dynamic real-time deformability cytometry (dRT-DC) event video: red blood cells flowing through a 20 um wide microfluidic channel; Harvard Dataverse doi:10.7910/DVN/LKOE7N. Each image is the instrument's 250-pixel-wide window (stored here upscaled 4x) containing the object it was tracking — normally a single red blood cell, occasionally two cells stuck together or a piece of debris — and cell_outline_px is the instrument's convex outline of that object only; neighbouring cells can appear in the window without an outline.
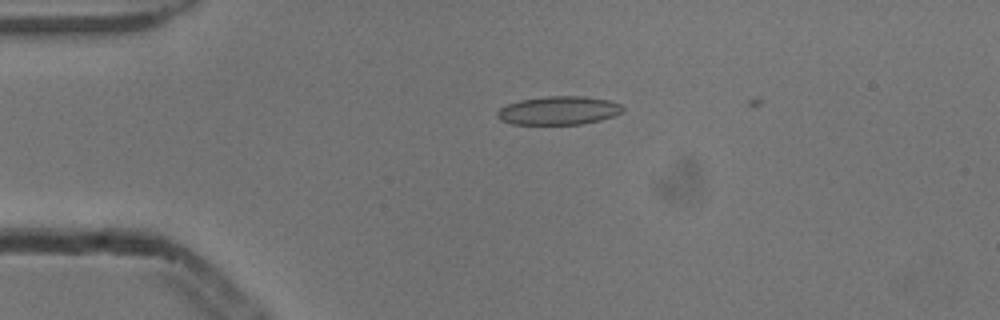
{"species": "common noctule bat (a hibernating species)", "species_latin": "Nyctalus noctula", "temperature_condition": "cold", "stored_images_in_passage": 3, "camera_frame_rate_fps": 3000, "um_per_image_px": 0.085, "animal": {"sex": "male", "body_mass_g": 13.3}, "frame": {"image": 1, "passage_image": 2, "time_ms": 0.333, "image_size_px": [1000, 320], "cell_outline_px": [[624, 112], [600, 120], [580, 124], [512, 124], [500, 120], [496, 116], [496, 112], [500, 108], [508, 104], [520, 100], [548, 96], [584, 96], [608, 100], [620, 104], [624, 108]], "centroid_in_image_um": [47.48, 9.39], "position_along_channel_um": 37.5, "area_um2": 20.81}}